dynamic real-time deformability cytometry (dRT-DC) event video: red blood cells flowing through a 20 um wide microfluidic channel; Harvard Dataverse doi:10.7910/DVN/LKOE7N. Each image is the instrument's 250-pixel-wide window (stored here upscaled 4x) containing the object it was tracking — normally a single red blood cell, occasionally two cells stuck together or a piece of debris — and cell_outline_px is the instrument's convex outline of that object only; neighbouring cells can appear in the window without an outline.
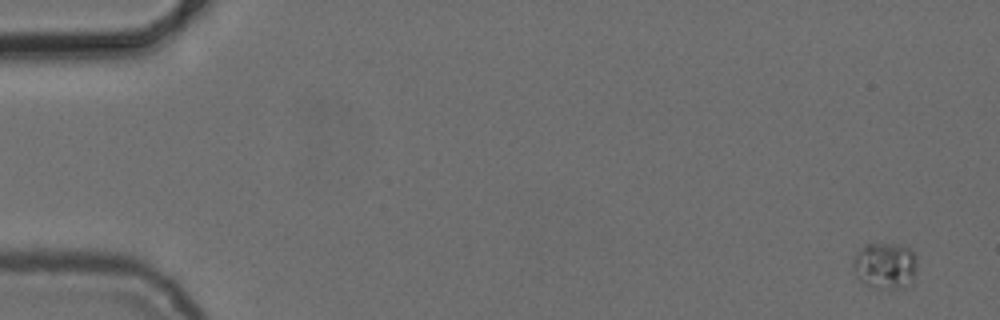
{"species": "common noctule bat (a hibernating species)", "species_latin": "Nyctalus noctula", "temperature_condition": "cold", "stored_images_in_passage": 5, "camera_frame_rate_fps": 3000, "um_per_image_px": 0.085, "animal": {"sex": "female", "body_mass_g": 24.6, "forearm_length_mm": 56.2}, "frame": {"image": 1, "passage_image": 1, "time_ms": 0.0, "image_size_px": [1000, 320], "cell_outline_px": [[916, 268], [912, 284], [900, 288], [872, 288], [860, 280], [852, 272], [852, 260], [856, 252], [860, 248], [868, 244], [904, 244], [916, 256]], "centroid_in_image_um": [75.21, 22.58], "position_along_channel_um": 9.8, "area_um2": 17.63}}
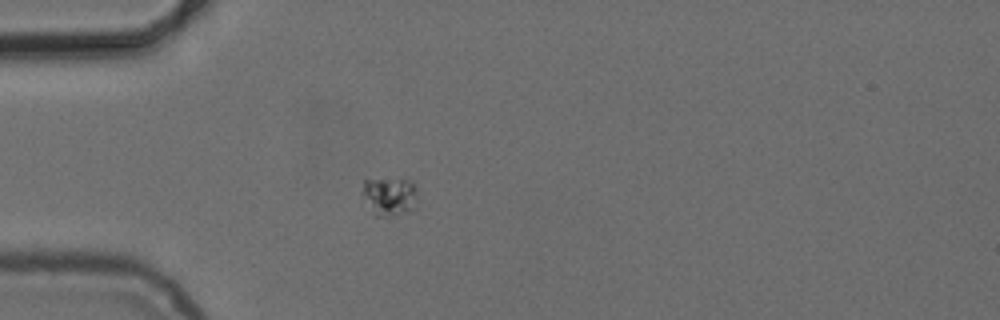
{"frame": {"image": 2, "passage_image": 5, "time_ms": 4.667, "image_size_px": [1000, 320], "cell_outline_px": [[416, 208], [388, 216], [376, 216], [372, 212], [360, 192], [364, 176], [408, 176], [412, 180], [416, 188]], "centroid_in_image_um": [33.06, 16.53], "position_along_channel_um": 51.9, "area_um2": 13.58}}